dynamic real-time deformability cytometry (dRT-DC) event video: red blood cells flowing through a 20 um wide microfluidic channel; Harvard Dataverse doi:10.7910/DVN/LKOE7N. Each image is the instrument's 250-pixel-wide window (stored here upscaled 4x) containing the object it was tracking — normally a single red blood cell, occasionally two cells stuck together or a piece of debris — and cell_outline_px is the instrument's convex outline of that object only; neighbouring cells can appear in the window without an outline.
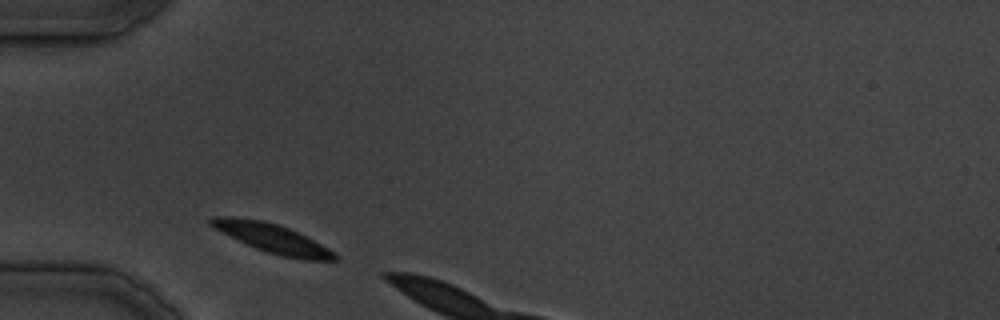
{"species": "common noctule bat (a hibernating species)", "species_latin": "Nyctalus noctula", "temperature_condition": "cold", "stored_images_in_passage": 4, "camera_frame_rate_fps": 3000, "um_per_image_px": 0.085, "animal": {"sex": "male", "body_mass_g": 19.5, "forearm_length_mm": 54.6}, "frame": {"image": 1, "passage_image": 1, "time_ms": 0.0, "image_size_px": [1000, 320], "cell_outline_px": [[340, 260], [304, 260], [280, 256], [256, 248], [208, 224], [208, 220], [212, 216], [228, 216], [264, 220], [288, 228], [328, 248]], "centroid_in_image_um": [23.14, 20.25], "position_along_channel_um": 61.9, "area_um2": 20.29}}